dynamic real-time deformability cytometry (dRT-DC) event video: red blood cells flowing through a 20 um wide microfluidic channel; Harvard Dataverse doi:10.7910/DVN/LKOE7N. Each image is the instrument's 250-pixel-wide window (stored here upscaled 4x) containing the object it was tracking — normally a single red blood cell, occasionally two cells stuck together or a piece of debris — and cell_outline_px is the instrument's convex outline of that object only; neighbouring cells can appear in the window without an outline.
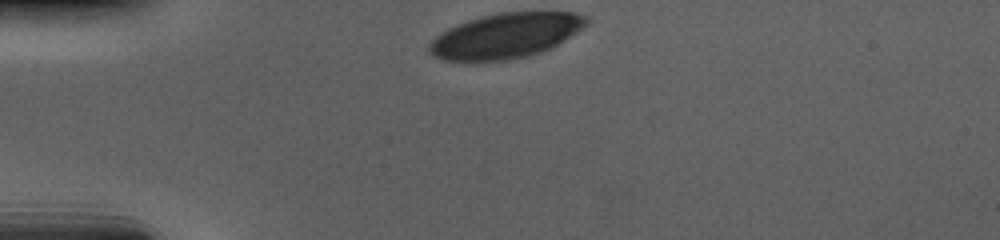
{"species": "human", "species_latin": "Homo sapiens", "temperature_condition": "cold", "stored_images_in_passage": 30, "camera_frame_rate_fps": 3000, "um_per_image_px": 0.085, "donor": {"sex": "male"}, "frame": {"image": 1, "passage_image": 1, "time_ms": 0.0, "image_size_px": [1000, 240], "cell_outline_px": [[592, 20], [588, 24], [576, 32], [556, 44], [540, 52], [528, 56], [504, 60], [444, 60], [428, 52], [428, 44], [440, 32], [456, 24], [480, 16], [500, 12], [572, 12], [588, 16]], "centroid_in_image_um": [42.98, 3.01], "position_along_channel_um": 42.0, "area_um2": 40.92}}
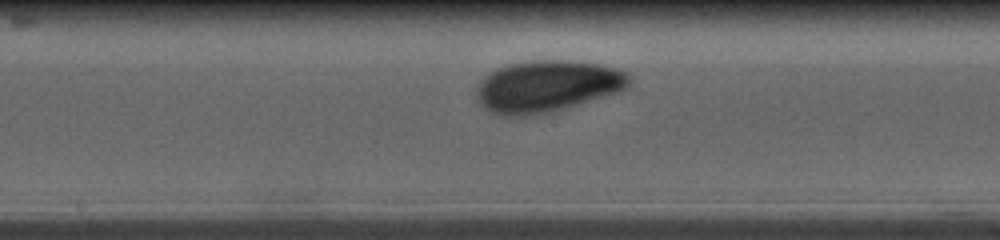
{"frame": {"image": 2, "passage_image": 17, "time_ms": 5.333, "image_size_px": [1000, 240], "cell_outline_px": [[632, 84], [628, 88], [616, 92], [564, 108], [532, 116], [500, 116], [484, 108], [480, 104], [476, 96], [476, 84], [484, 76], [496, 68], [508, 64], [540, 60], [560, 60], [600, 64], [616, 68], [628, 72], [632, 76]], "centroid_in_image_um": [46.49, 7.33], "position_along_channel_um": 201.7, "area_um2": 46.12}}
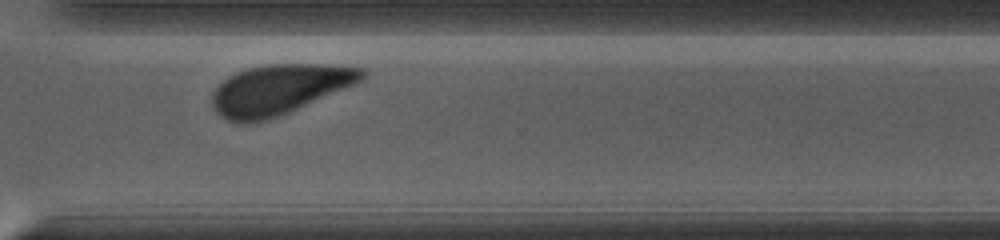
{"frame": {"image": 3, "passage_image": 29, "time_ms": 9.333, "image_size_px": [1000, 240], "cell_outline_px": [[368, 72], [360, 80], [352, 84], [288, 112], [268, 120], [244, 124], [228, 120], [220, 116], [216, 112], [212, 104], [212, 92], [228, 76], [236, 72], [248, 68], [268, 64], [324, 64], [364, 68]], "centroid_in_image_um": [23.67, 7.6], "position_along_channel_um": 346.9, "area_um2": 43.12}}